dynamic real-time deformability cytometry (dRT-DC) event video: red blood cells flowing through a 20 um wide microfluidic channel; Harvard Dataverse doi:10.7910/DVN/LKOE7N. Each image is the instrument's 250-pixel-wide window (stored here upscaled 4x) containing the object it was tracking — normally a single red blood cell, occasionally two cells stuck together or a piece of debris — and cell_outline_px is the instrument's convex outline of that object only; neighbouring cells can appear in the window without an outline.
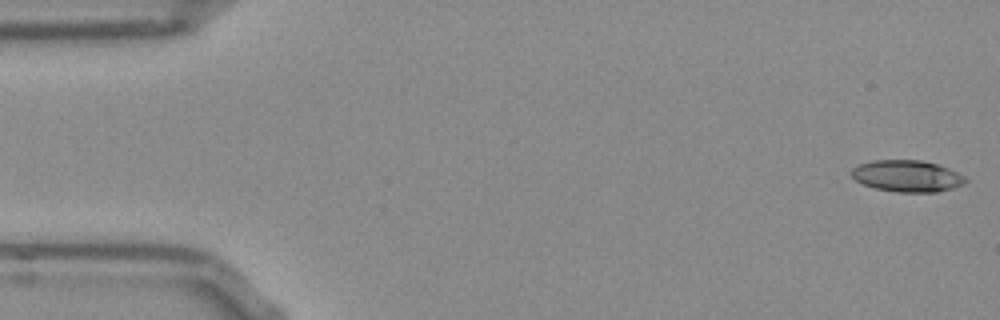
{"species": "Egyptian fruit bat (a non-hibernating species)", "species_latin": "Rousettus aegyptiacus", "temperature_condition": "room temperature", "stored_images_in_passage": 52, "camera_frame_rate_fps": 3000, "um_per_image_px": 0.085, "frame": {"image": 1, "passage_image": 1, "time_ms": 0.0, "image_size_px": [1000, 320], "cell_outline_px": [[968, 180], [964, 184], [952, 188], [936, 192], [896, 192], [876, 188], [864, 184], [856, 180], [852, 176], [852, 168], [860, 164], [872, 160], [920, 160], [936, 164], [948, 168], [964, 176]], "centroid_in_image_um": [77.11, 14.96], "position_along_channel_um": 7.9, "area_um2": 20.81}}
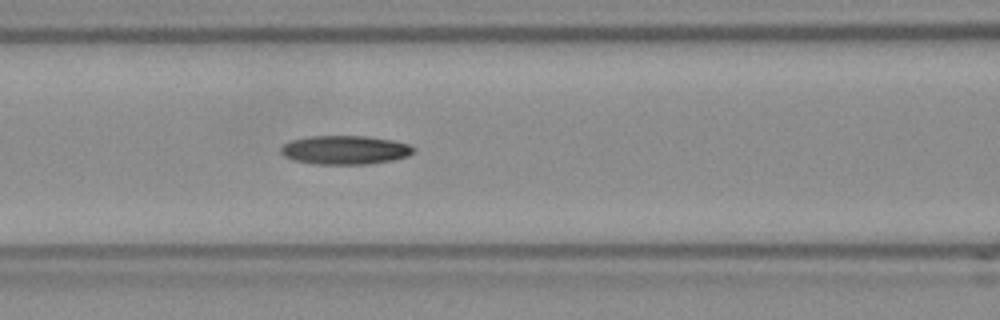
{"frame": {"image": 2, "passage_image": 21, "time_ms": 6.667, "image_size_px": [1000, 320], "cell_outline_px": [[416, 152], [408, 156], [392, 160], [368, 164], [316, 164], [296, 160], [284, 156], [280, 152], [280, 148], [288, 140], [308, 136], [368, 136], [392, 140], [408, 144], [416, 148]], "centroid_in_image_um": [29.34, 12.74], "position_along_channel_um": 137.3, "area_um2": 22.43}}
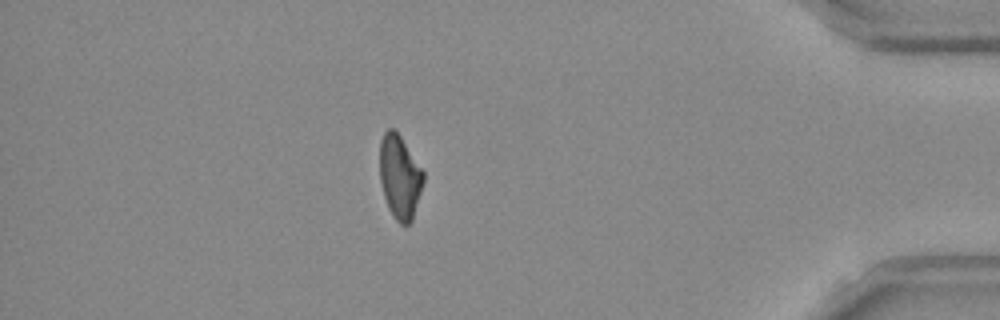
{"frame": {"image": 3, "passage_image": 45, "time_ms": 14.667, "image_size_px": [1000, 320], "cell_outline_px": [[424, 180], [412, 220], [408, 224], [400, 224], [396, 220], [388, 208], [384, 196], [380, 180], [380, 140], [384, 132], [388, 128], [392, 128], [400, 136], [424, 172]], "centroid_in_image_um": [33.97, 15.03], "position_along_channel_um": 401.2, "area_um2": 21.04}}